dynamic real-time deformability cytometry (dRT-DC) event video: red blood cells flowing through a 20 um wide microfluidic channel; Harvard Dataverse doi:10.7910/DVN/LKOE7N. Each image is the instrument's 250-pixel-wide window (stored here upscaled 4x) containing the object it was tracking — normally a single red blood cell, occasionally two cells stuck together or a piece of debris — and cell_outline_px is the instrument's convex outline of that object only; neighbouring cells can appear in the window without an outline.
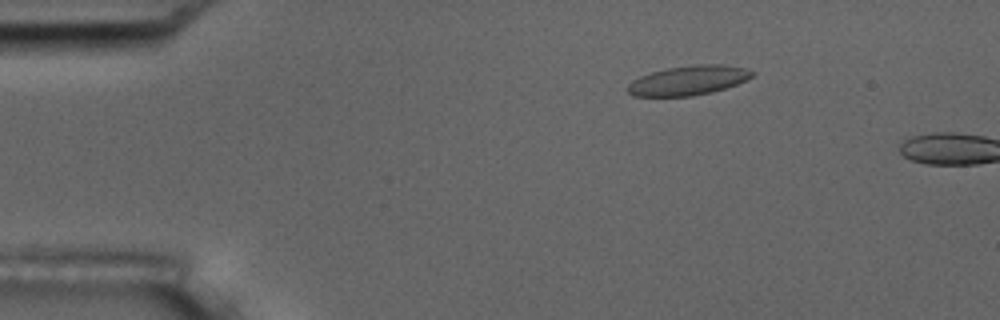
{"species": "common noctule bat (a hibernating species)", "species_latin": "Nyctalus noctula", "temperature_condition": "room temperature", "stored_images_in_passage": 3, "camera_frame_rate_fps": 3000, "um_per_image_px": 0.085, "animal": {"sex": "male", "body_mass_g": 17.5, "forearm_length_mm": 52.3}, "frame": {"image": 1, "passage_image": 2, "time_ms": 2.0, "image_size_px": [1000, 320], "cell_outline_px": [[756, 72], [752, 76], [736, 84], [712, 92], [692, 96], [632, 96], [624, 88], [632, 80], [640, 76], [652, 72], [668, 68], [696, 64], [720, 64], [744, 68]], "centroid_in_image_um": [58.46, 6.84], "position_along_channel_um": 26.5, "area_um2": 21.33}}